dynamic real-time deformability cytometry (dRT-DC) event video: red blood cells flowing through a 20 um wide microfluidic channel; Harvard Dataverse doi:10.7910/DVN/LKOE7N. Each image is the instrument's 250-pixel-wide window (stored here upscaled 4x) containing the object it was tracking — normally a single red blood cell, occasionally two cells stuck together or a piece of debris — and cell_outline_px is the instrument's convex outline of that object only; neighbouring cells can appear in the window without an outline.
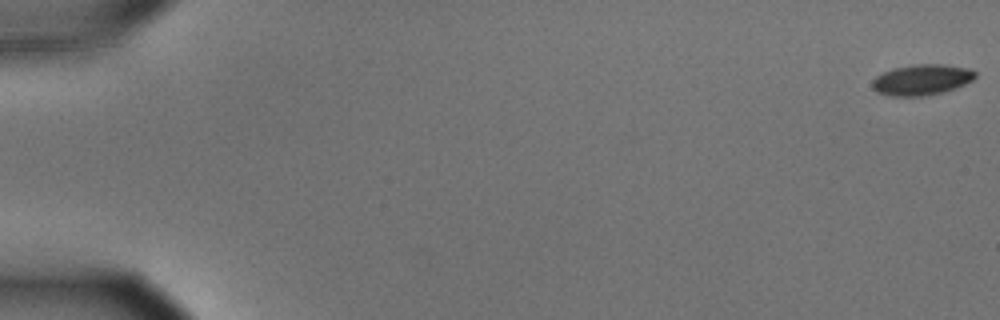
{"species": "common noctule bat (a hibernating species)", "species_latin": "Nyctalus noctula", "temperature_condition": "cold", "stored_images_in_passage": 57, "camera_frame_rate_fps": 3000, "um_per_image_px": 0.085, "animal": {"sex": "male", "body_mass_g": 15.6}, "frame": {"image": 1, "passage_image": 1, "time_ms": 0.0, "image_size_px": [1000, 320], "cell_outline_px": [[976, 76], [972, 80], [956, 88], [944, 92], [924, 96], [888, 96], [876, 92], [872, 88], [872, 80], [876, 76], [892, 68], [912, 64], [944, 64], [968, 68], [976, 72]], "centroid_in_image_um": [78.32, 6.78], "position_along_channel_um": 6.7, "area_um2": 18.67}}
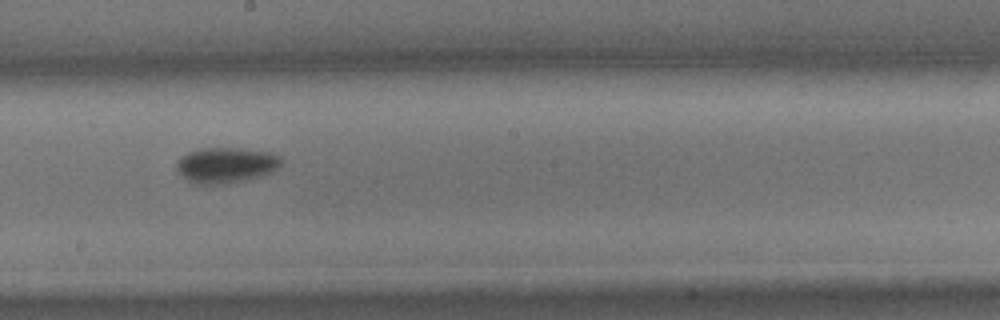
{"frame": {"image": 2, "passage_image": 33, "time_ms": 10.667, "image_size_px": [1000, 320], "cell_outline_px": [[284, 160], [272, 172], [260, 176], [244, 180], [220, 184], [196, 184], [188, 180], [176, 168], [176, 164], [188, 152], [200, 148], [240, 148], [272, 152], [280, 156]], "centroid_in_image_um": [19.25, 14.02], "position_along_channel_um": 228.9, "area_um2": 21.5}}
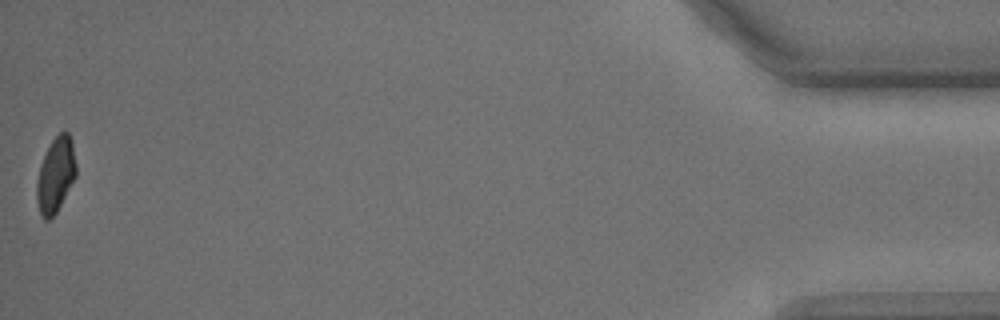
{"frame": {"image": 3, "passage_image": 57, "time_ms": 18.667, "image_size_px": [1000, 320], "cell_outline_px": [[76, 176], [56, 212], [48, 220], [44, 220], [40, 212], [36, 200], [36, 180], [40, 164], [52, 140], [64, 128], [68, 132], [72, 140], [76, 164]], "centroid_in_image_um": [4.72, 14.83], "position_along_channel_um": 430.5, "area_um2": 17.22}, "authors_computed_cell_mechanics": {"area_um2": 19.4786, "velocity_mm_per_s": 3.6054, "shape_relaxation_time_tau1_ms": 2.4315, "shape_relaxation_time_tau2_ms": null, "deformation_change_tau1": 0.0956, "deformation_change_tau2": null}}